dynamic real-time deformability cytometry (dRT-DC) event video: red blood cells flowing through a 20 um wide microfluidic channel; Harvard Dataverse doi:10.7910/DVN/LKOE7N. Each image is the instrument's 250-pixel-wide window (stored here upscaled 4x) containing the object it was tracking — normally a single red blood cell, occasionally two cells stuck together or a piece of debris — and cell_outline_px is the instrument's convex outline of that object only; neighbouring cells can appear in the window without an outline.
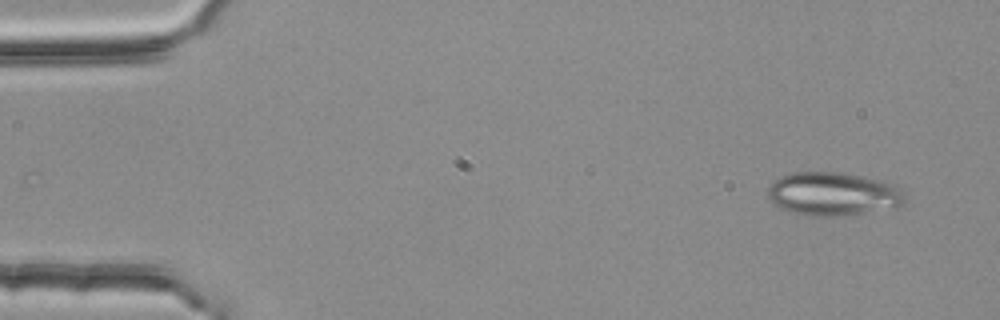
{"species": "common noctule bat (a hibernating species)", "species_latin": "Nyctalus noctula", "temperature_condition": "room temperature", "stored_images_in_passage": 5, "camera_frame_rate_fps": 3000, "um_per_image_px": 0.085, "animal": {"sex": "female", "body_mass_g": 25.1}, "frame": {"image": 1, "passage_image": 1, "time_ms": 0.0, "image_size_px": [1000, 320], "cell_outline_px": [[908, 200], [904, 204], [896, 208], [840, 216], [812, 216], [780, 208], [768, 196], [768, 184], [780, 176], [792, 172], [844, 172], [880, 180], [892, 184], [900, 188], [904, 192]], "centroid_in_image_um": [70.86, 16.47], "position_along_channel_um": 14.1, "area_um2": 34.97}}